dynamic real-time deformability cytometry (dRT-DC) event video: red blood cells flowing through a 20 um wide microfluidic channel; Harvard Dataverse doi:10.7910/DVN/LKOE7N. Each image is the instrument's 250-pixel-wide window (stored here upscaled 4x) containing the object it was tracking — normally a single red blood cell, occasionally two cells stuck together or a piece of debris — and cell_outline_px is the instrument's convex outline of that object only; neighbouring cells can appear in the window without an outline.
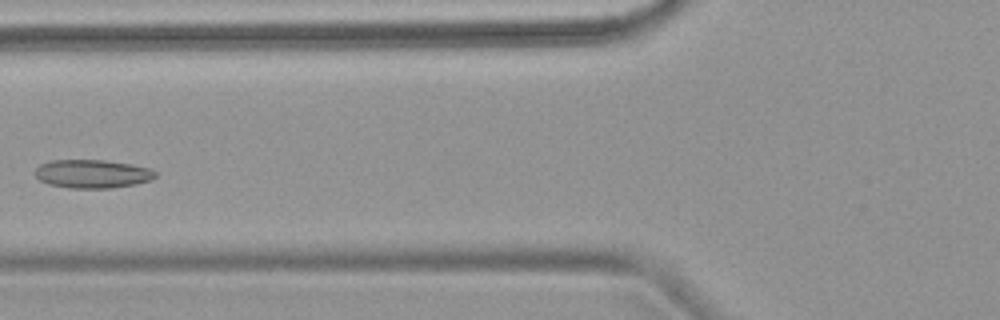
{"species": "common noctule bat (a hibernating species)", "species_latin": "Nyctalus noctula", "temperature_condition": "warm", "stored_images_in_passage": 3, "camera_frame_rate_fps": 3000, "um_per_image_px": 0.085, "animal": {"sex": "female", "body_mass_g": 18.4}, "frame": {"image": 1, "passage_image": 2, "time_ms": 1.333, "image_size_px": [1000, 320], "cell_outline_px": [[156, 176], [152, 180], [136, 184], [112, 188], [68, 188], [48, 184], [40, 180], [36, 176], [36, 168], [40, 164], [52, 160], [104, 160], [132, 164], [152, 168], [156, 172]], "centroid_in_image_um": [7.89, 14.78], "position_along_channel_um": 117.9, "area_um2": 20.11}}
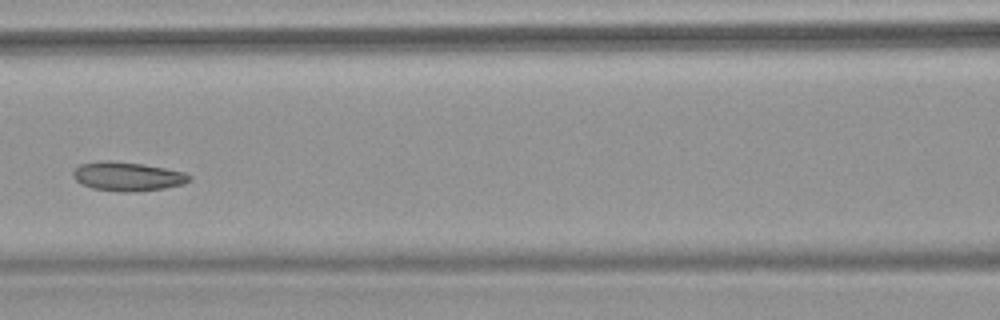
{"frame": {"image": 2, "passage_image": 3, "time_ms": 2.333, "image_size_px": [1000, 320], "cell_outline_px": [[192, 180], [184, 184], [164, 188], [128, 192], [124, 192], [92, 188], [80, 184], [72, 176], [72, 172], [80, 164], [100, 160], [108, 160], [144, 164], [184, 172], [192, 176]], "centroid_in_image_um": [10.83, 14.99], "position_along_channel_um": 155.8, "area_um2": 19.71}}